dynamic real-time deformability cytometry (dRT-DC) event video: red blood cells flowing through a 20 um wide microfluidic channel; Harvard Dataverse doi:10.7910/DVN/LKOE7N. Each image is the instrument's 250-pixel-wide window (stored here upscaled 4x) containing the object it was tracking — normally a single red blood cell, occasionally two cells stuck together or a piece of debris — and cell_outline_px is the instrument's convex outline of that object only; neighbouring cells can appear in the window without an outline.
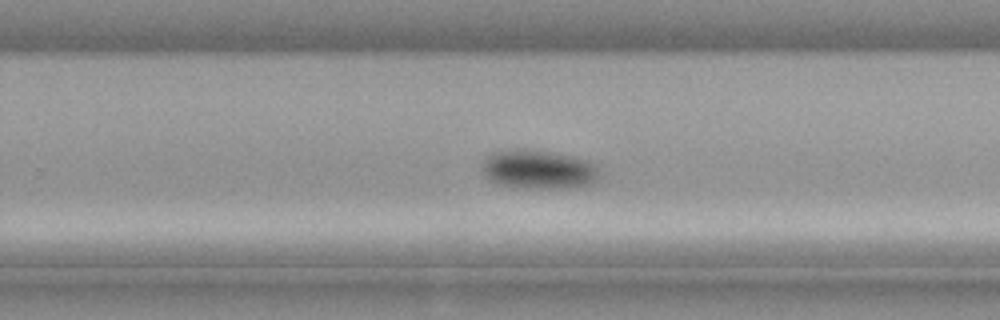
{"species": "common noctule bat (a hibernating species)", "species_latin": "Nyctalus noctula", "temperature_condition": "cold", "stored_images_in_passage": 42, "camera_frame_rate_fps": 3000, "um_per_image_px": 0.085, "animal": {"sex": "male", "body_mass_g": 21.5, "forearm_length_mm": 52.0}, "frame": {"image": 1, "passage_image": 30, "time_ms": 9.667, "image_size_px": [1000, 320], "cell_outline_px": [[596, 176], [592, 180], [584, 184], [560, 188], [524, 188], [496, 184], [488, 180], [480, 172], [484, 160], [488, 156], [496, 152], [516, 148], [524, 148], [552, 152], [572, 156], [584, 160], [592, 164], [596, 168]], "centroid_in_image_um": [45.61, 14.39], "position_along_channel_um": 284.2, "area_um2": 26.18}}